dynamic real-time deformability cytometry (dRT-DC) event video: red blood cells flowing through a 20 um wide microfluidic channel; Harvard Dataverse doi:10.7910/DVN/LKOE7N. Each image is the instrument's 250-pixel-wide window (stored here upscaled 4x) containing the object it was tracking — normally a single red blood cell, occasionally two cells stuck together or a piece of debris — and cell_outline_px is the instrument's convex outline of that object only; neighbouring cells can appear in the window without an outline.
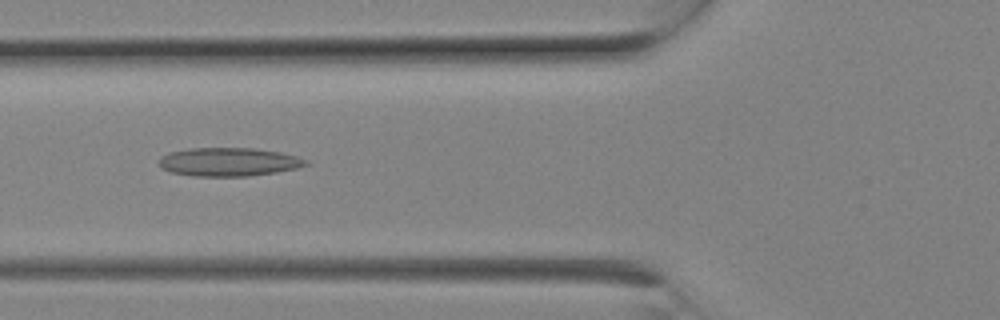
{"species": "Egyptian fruit bat (a non-hibernating species)", "species_latin": "Rousettus aegyptiacus", "temperature_condition": "room temperature", "stored_images_in_passage": 8, "camera_frame_rate_fps": 3000, "um_per_image_px": 0.085, "animal": {"sex": "female"}, "frame": {"image": 1, "passage_image": 7, "time_ms": 2.0, "image_size_px": [1000, 320], "cell_outline_px": [[308, 164], [296, 168], [276, 172], [248, 176], [192, 176], [172, 172], [160, 168], [160, 156], [168, 152], [188, 148], [252, 148], [280, 152], [296, 156], [308, 160]], "centroid_in_image_um": [19.41, 13.76], "position_along_channel_um": 106.4, "area_um2": 24.39}}
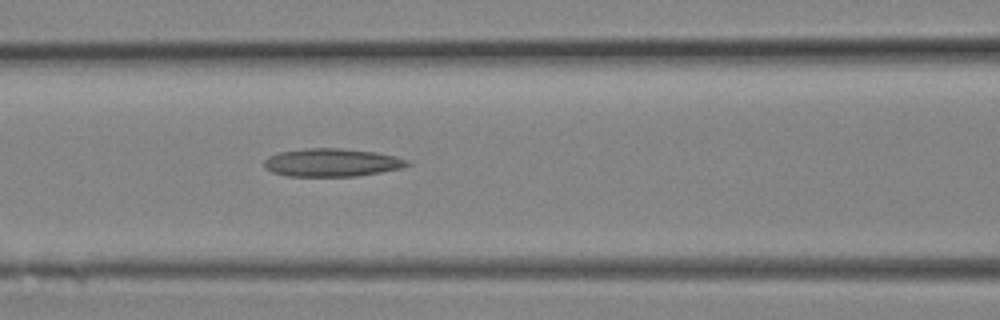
{"frame": {"image": 2, "passage_image": 8, "time_ms": 2.333, "image_size_px": [1000, 320], "cell_outline_px": [[412, 164], [400, 168], [380, 172], [356, 176], [288, 176], [272, 172], [264, 168], [264, 160], [268, 156], [280, 152], [308, 148], [340, 148], [376, 152], [396, 156], [412, 160]], "centroid_in_image_um": [28.23, 13.81], "position_along_channel_um": 138.4, "area_um2": 23.52}}